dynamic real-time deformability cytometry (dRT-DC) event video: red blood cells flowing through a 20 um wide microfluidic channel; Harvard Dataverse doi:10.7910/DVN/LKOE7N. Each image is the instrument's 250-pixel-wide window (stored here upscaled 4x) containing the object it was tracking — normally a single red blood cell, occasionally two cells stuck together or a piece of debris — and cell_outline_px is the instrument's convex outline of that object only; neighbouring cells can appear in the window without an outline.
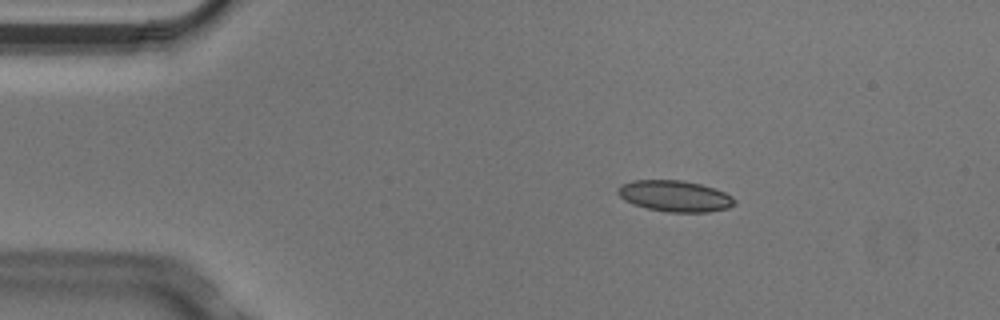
{"species": "Egyptian fruit bat (a non-hibernating species)", "species_latin": "Rousettus aegyptiacus", "temperature_condition": "cold", "stored_images_in_passage": 4, "camera_frame_rate_fps": 3000, "um_per_image_px": 0.085, "animal": {"sex": "male"}, "frame": {"image": 1, "passage_image": 3, "time_ms": 0.667, "image_size_px": [1000, 320], "cell_outline_px": [[736, 204], [728, 208], [708, 212], [668, 212], [648, 208], [632, 204], [624, 200], [616, 192], [616, 188], [620, 184], [632, 180], [680, 180], [700, 184], [716, 188], [732, 196], [736, 200]], "centroid_in_image_um": [57.35, 16.66], "position_along_channel_um": 27.6, "area_um2": 21.39}}